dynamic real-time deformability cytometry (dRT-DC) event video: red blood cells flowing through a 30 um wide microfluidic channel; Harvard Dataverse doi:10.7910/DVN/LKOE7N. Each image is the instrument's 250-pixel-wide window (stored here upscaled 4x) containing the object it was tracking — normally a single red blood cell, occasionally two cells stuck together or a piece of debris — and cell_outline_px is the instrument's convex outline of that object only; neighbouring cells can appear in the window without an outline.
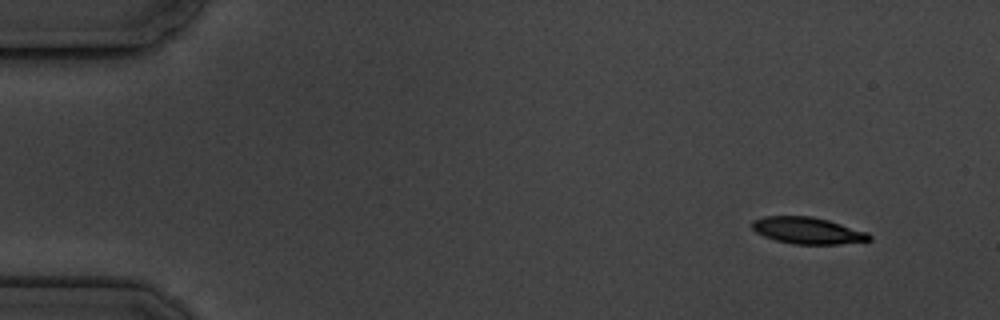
{"species": "common noctule bat (a hibernating species)", "species_latin": "Nyctalus noctula", "temperature_condition": "cold", "stored_images_in_passage": 5, "segment_of_instrument_passage": [1, 2], "camera_frame_rate_fps": 3000, "um_per_image_px": 0.085, "animal": {"sex": "male", "body_mass_g": 19.5, "forearm_length_mm": 54.6}, "frame": {"image": 1, "passage_image": 1, "time_ms": 0.0, "image_size_px": [1000, 320], "cell_outline_px": [[872, 240], [840, 244], [792, 244], [776, 240], [764, 236], [756, 232], [752, 228], [752, 220], [764, 216], [812, 216], [828, 220], [868, 232], [872, 236]], "centroid_in_image_um": [68.66, 19.59], "position_along_channel_um": 16.3, "area_um2": 18.26}}